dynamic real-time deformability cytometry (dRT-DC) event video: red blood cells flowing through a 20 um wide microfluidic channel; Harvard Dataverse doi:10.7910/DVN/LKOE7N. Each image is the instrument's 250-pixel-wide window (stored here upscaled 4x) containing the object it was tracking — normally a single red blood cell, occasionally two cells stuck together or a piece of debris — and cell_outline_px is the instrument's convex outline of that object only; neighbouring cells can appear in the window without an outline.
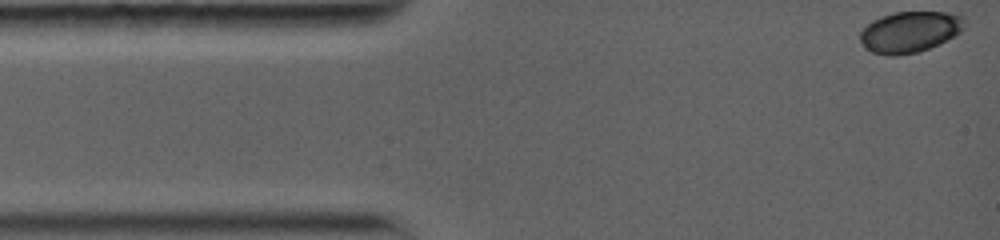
{"species": "common noctule bat (a hibernating species)", "species_latin": "Nyctalus noctula", "temperature_condition": "warm", "stored_images_in_passage": 8, "camera_frame_rate_fps": 5000, "um_per_image_px": 0.085, "animal": {"sex": "female", "body_mass_g": 19.0, "forearm_length_mm": 56.7}, "frame": {"image": 1, "passage_image": 1, "time_ms": 0.0, "image_size_px": [1000, 240], "cell_outline_px": [[964, 28], [960, 32], [928, 48], [916, 52], [896, 56], [888, 56], [872, 52], [864, 48], [860, 40], [860, 32], [872, 20], [880, 16], [896, 12], [960, 12], [964, 16]], "centroid_in_image_um": [77.33, 2.69], "position_along_channel_um": 7.7, "area_um2": 25.03}}
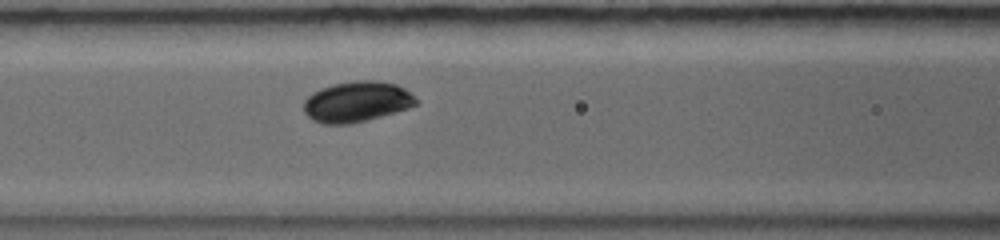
{"frame": {"image": 2, "passage_image": 7, "time_ms": 5.2, "image_size_px": [1000, 240], "cell_outline_px": [[420, 100], [416, 104], [408, 108], [380, 116], [348, 124], [324, 124], [312, 120], [304, 112], [304, 100], [312, 92], [320, 88], [332, 84], [356, 80], [376, 80], [396, 84], [404, 88]], "centroid_in_image_um": [30.31, 8.63], "position_along_channel_um": 136.3, "area_um2": 26.59}}
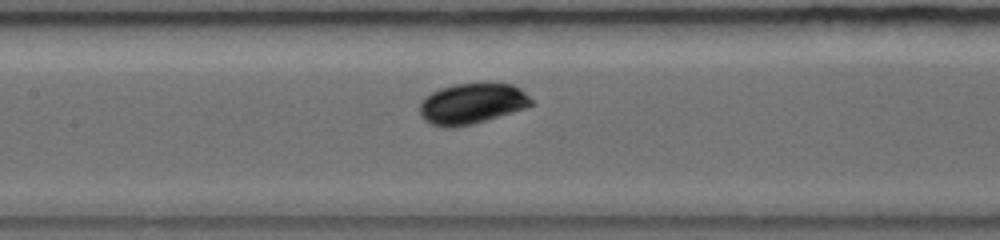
{"frame": {"image": 3, "passage_image": 8, "time_ms": 6.0, "image_size_px": [1000, 240], "cell_outline_px": [[532, 104], [524, 108], [512, 112], [472, 124], [444, 128], [432, 124], [424, 120], [420, 116], [420, 104], [432, 92], [440, 88], [456, 84], [512, 84], [520, 88], [532, 100]], "centroid_in_image_um": [40.09, 8.82], "position_along_channel_um": 167.3, "area_um2": 25.89}}